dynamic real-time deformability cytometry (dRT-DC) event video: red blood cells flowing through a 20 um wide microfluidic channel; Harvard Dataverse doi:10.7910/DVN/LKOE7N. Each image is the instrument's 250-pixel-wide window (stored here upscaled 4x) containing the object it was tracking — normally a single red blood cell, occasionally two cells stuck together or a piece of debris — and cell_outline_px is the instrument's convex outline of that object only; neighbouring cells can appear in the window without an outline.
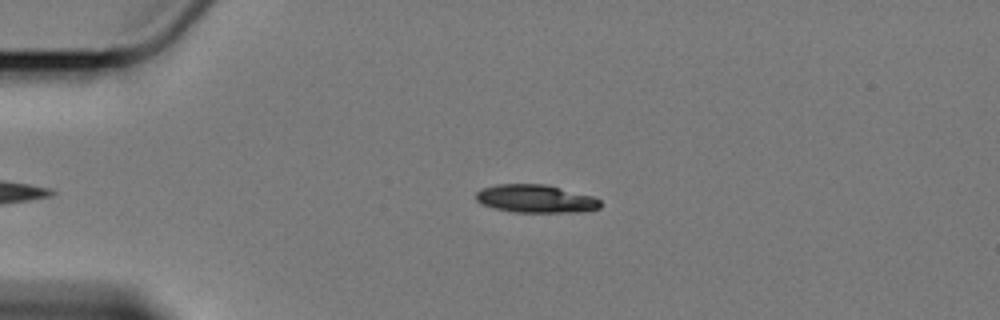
{"species": "Egyptian fruit bat (a non-hibernating species)", "species_latin": "Rousettus aegyptiacus", "temperature_condition": "cold", "stored_images_in_passage": 41, "camera_frame_rate_fps": 3000, "um_per_image_px": 0.085, "animal": {"sex": "female"}, "frame": {"image": 1, "passage_image": 2, "time_ms": 0.333, "image_size_px": [1000, 320], "cell_outline_px": [[600, 208], [580, 212], [516, 212], [496, 208], [484, 204], [476, 200], [476, 192], [480, 188], [496, 184], [544, 184], [592, 196], [600, 200]], "centroid_in_image_um": [45.52, 16.89], "position_along_channel_um": 39.5, "area_um2": 20.11}}
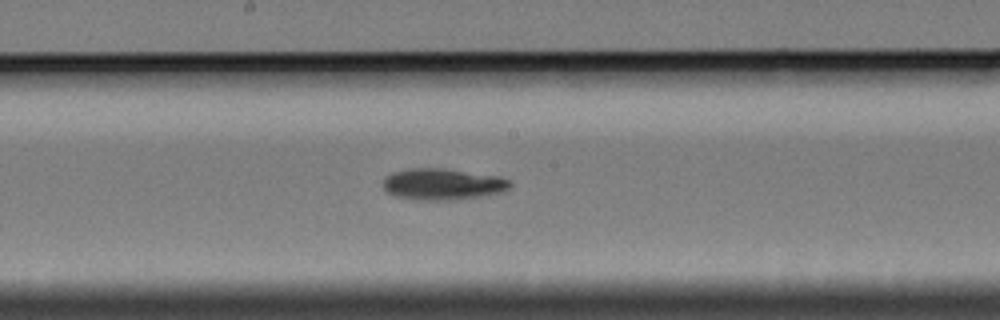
{"frame": {"image": 2, "passage_image": 20, "time_ms": 6.333, "image_size_px": [1000, 320], "cell_outline_px": [[512, 184], [504, 192], [456, 200], [416, 200], [396, 196], [388, 192], [384, 188], [384, 176], [392, 172], [408, 168], [444, 168], [500, 176], [508, 180]], "centroid_in_image_um": [37.62, 15.65], "position_along_channel_um": 210.6, "area_um2": 23.41}}
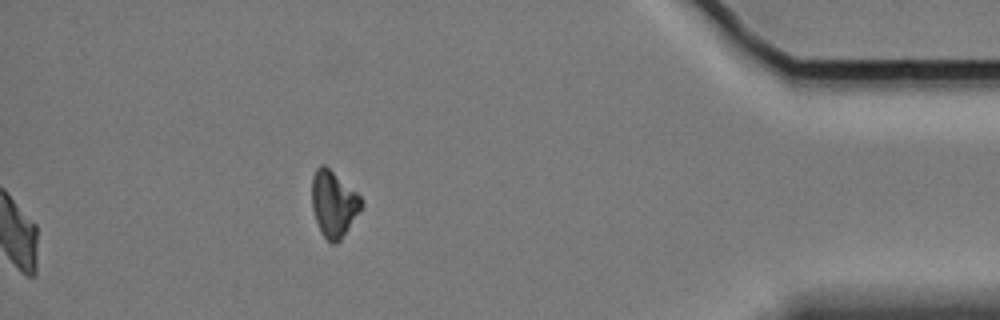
{"frame": {"image": 3, "passage_image": 41, "time_ms": 13.333, "image_size_px": [1000, 320], "cell_outline_px": [[364, 204], [340, 240], [336, 244], [332, 244], [324, 236], [316, 220], [312, 208], [312, 176], [316, 168], [320, 164], [324, 164], [356, 192], [360, 196]], "centroid_in_image_um": [28.35, 17.3], "position_along_channel_um": 406.9, "area_um2": 18.73}, "authors_computed_cell_mechanics": {"area_um2": 21.4438, "velocity_mm_per_s": 3.4043, "shape_relaxation_time_tau1_ms": 3.7459, "shape_relaxation_time_tau2_ms": null, "deformation_change_tau1": 0.0876, "deformation_change_tau2": null}}